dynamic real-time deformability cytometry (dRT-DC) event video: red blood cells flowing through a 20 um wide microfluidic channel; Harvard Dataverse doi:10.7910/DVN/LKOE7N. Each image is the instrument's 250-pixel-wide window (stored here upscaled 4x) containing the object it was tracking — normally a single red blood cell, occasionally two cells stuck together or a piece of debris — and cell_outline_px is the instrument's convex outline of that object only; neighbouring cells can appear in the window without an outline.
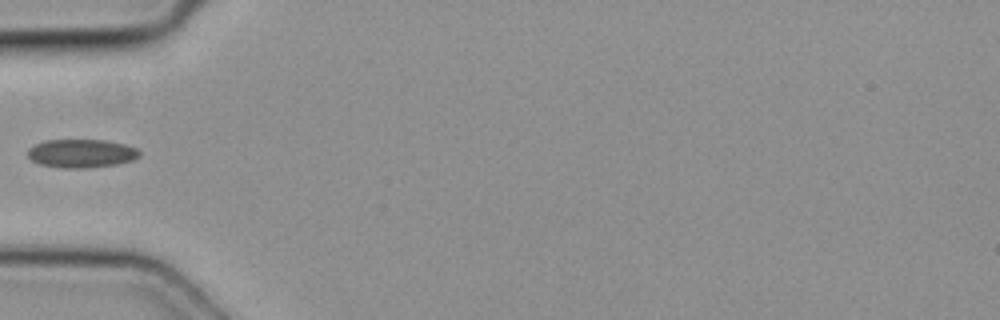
{"species": "common noctule bat (a hibernating species)", "species_latin": "Nyctalus noctula", "temperature_condition": "cold", "stored_images_in_passage": 5, "camera_frame_rate_fps": 3000, "um_per_image_px": 0.085, "animal": {"sex": "female", "body_mass_g": 19.3, "forearm_length_mm": 54.1}, "frame": {"image": 1, "passage_image": 4, "time_ms": 1.0, "image_size_px": [1000, 320], "cell_outline_px": [[140, 156], [132, 160], [116, 164], [84, 168], [60, 168], [40, 164], [32, 160], [28, 156], [28, 148], [44, 140], [104, 140], [124, 144], [136, 148], [140, 152]], "centroid_in_image_um": [6.9, 13.04], "position_along_channel_um": 78.1, "area_um2": 18.44}}
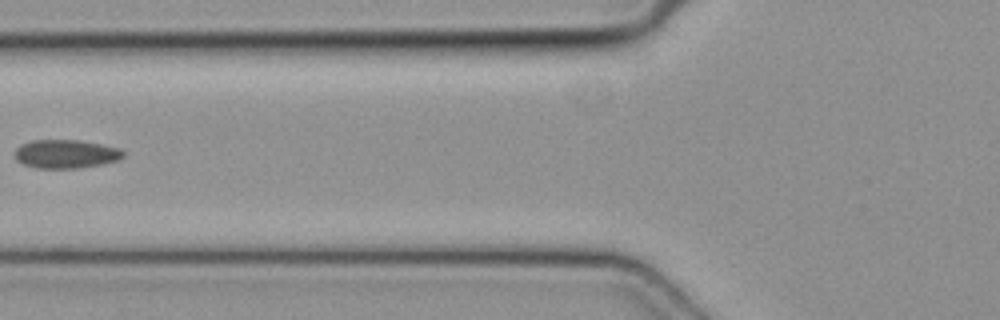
{"frame": {"image": 2, "passage_image": 5, "time_ms": 1.333, "image_size_px": [1000, 320], "cell_outline_px": [[124, 156], [116, 160], [100, 164], [76, 168], [36, 168], [24, 164], [16, 160], [16, 148], [20, 144], [32, 140], [80, 140], [120, 148], [124, 152]], "centroid_in_image_um": [5.57, 13.07], "position_along_channel_um": 120.2, "area_um2": 17.92}}